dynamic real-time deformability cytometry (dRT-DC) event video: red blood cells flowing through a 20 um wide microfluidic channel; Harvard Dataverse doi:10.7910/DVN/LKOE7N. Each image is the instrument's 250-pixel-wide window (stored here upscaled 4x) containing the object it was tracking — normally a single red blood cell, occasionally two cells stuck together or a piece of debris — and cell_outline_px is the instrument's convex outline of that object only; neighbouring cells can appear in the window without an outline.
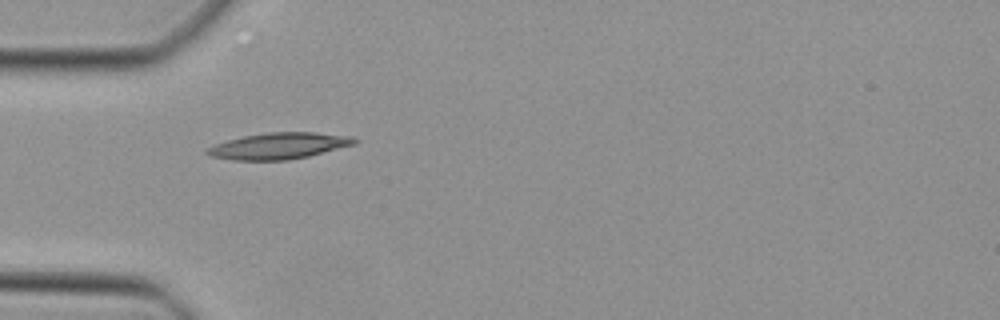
{"species": "Egyptian fruit bat (a non-hibernating species)", "species_latin": "Rousettus aegyptiacus", "temperature_condition": "cold", "stored_images_in_passage": 34, "camera_frame_rate_fps": 3000, "um_per_image_px": 0.085, "animal": {"sex": "female"}, "frame": {"image": 1, "passage_image": 1, "time_ms": 0.0, "image_size_px": [1000, 320], "cell_outline_px": [[360, 140], [356, 144], [308, 156], [288, 160], [232, 160], [208, 156], [204, 152], [204, 148], [228, 140], [244, 136], [268, 132], [316, 132], [352, 136]], "centroid_in_image_um": [23.7, 12.4], "position_along_channel_um": 61.3, "area_um2": 22.77}}
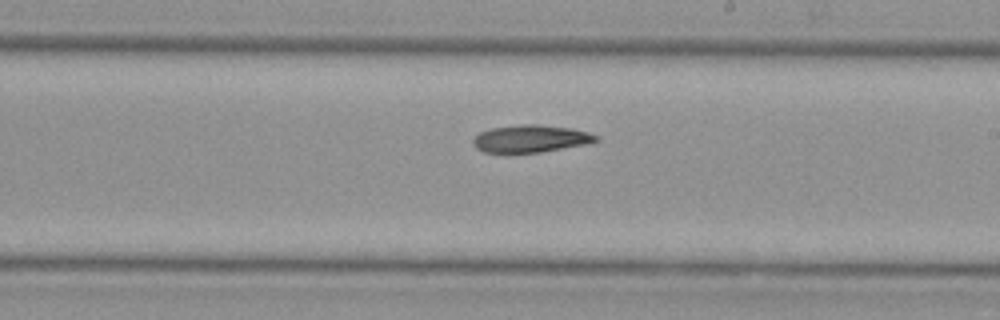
{"frame": {"image": 2, "passage_image": 14, "time_ms": 4.333, "image_size_px": [1000, 320], "cell_outline_px": [[600, 140], [588, 144], [540, 152], [484, 152], [476, 148], [472, 144], [472, 140], [480, 132], [492, 128], [524, 124], [536, 124], [572, 128], [588, 132], [596, 136]], "centroid_in_image_um": [45.12, 11.78], "position_along_channel_um": 243.9, "area_um2": 19.48}}
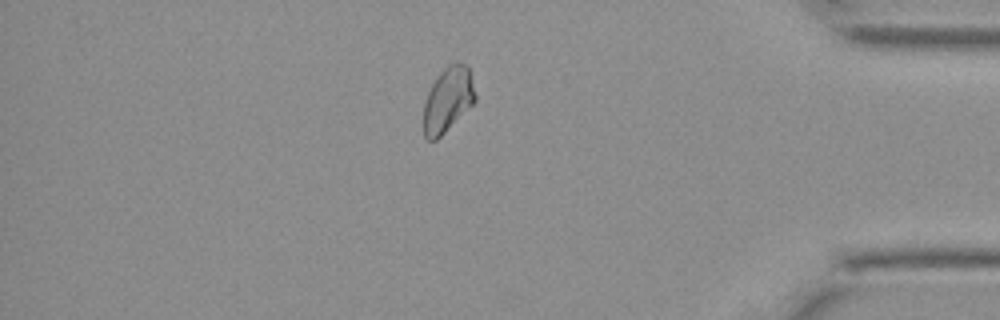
{"frame": {"image": 3, "passage_image": 27, "time_ms": 8.667, "image_size_px": [1000, 320], "cell_outline_px": [[476, 100], [436, 140], [428, 140], [424, 136], [424, 104], [428, 92], [432, 84], [440, 72], [448, 64], [456, 60], [460, 60], [468, 68], [476, 96]], "centroid_in_image_um": [38.06, 8.43], "position_along_channel_um": 397.1, "area_um2": 19.19}}